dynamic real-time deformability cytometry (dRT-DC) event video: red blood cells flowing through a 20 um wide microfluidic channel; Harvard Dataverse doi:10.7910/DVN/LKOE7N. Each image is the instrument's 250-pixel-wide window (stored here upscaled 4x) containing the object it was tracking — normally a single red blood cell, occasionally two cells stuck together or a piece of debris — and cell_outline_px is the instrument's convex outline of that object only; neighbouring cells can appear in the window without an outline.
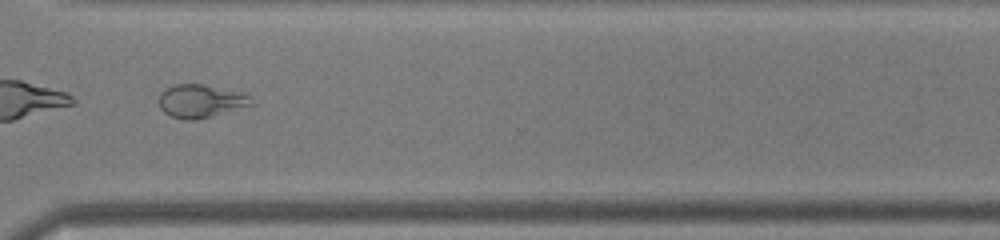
{"species": "common noctule bat (a hibernating species)", "species_latin": "Nyctalus noctula", "temperature_condition": "warm", "stored_images_in_passage": 28, "camera_frame_rate_fps": 3000, "um_per_image_px": 0.085, "animal": {"sex": "male", "body_mass_g": 19.0, "forearm_length_mm": 50.8}, "frame": {"image": 1, "passage_image": 24, "time_ms": 7.667, "image_size_px": [1000, 240], "cell_outline_px": [[252, 104], [196, 120], [184, 120], [172, 116], [164, 112], [160, 108], [160, 92], [164, 88], [176, 84], [204, 84], [240, 92], [248, 96]], "centroid_in_image_um": [16.98, 8.58], "position_along_channel_um": 353.6, "area_um2": 17.46}}